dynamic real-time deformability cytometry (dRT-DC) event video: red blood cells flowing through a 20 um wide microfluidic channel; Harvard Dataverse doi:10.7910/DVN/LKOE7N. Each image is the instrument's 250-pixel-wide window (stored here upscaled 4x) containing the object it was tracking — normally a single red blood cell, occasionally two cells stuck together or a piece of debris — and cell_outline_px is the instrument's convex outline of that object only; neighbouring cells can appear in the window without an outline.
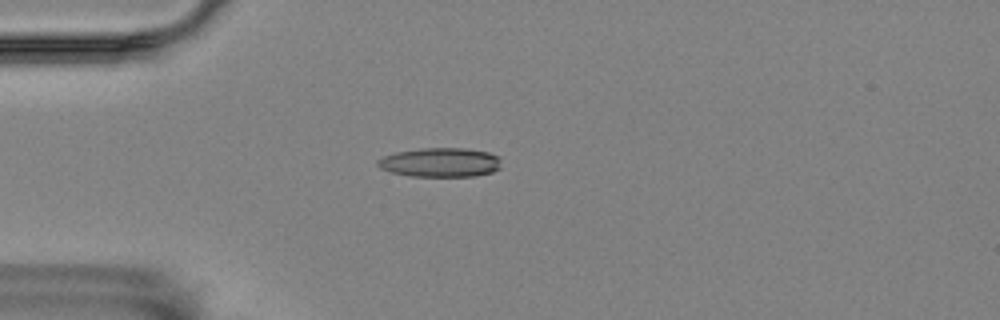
{"species": "Egyptian fruit bat (a non-hibernating species)", "species_latin": "Rousettus aegyptiacus", "temperature_condition": "room temperature", "stored_images_in_passage": 5, "camera_frame_rate_fps": 3000, "um_per_image_px": 0.085, "animal": {"sex": "female"}, "frame": {"image": 1, "passage_image": 4, "time_ms": 1.0, "image_size_px": [1000, 320], "cell_outline_px": [[500, 168], [492, 172], [472, 176], [412, 176], [392, 172], [380, 168], [376, 164], [376, 160], [384, 156], [396, 152], [420, 148], [464, 148], [488, 152], [500, 156]], "centroid_in_image_um": [37.43, 13.79], "position_along_channel_um": 47.6, "area_um2": 21.04}}